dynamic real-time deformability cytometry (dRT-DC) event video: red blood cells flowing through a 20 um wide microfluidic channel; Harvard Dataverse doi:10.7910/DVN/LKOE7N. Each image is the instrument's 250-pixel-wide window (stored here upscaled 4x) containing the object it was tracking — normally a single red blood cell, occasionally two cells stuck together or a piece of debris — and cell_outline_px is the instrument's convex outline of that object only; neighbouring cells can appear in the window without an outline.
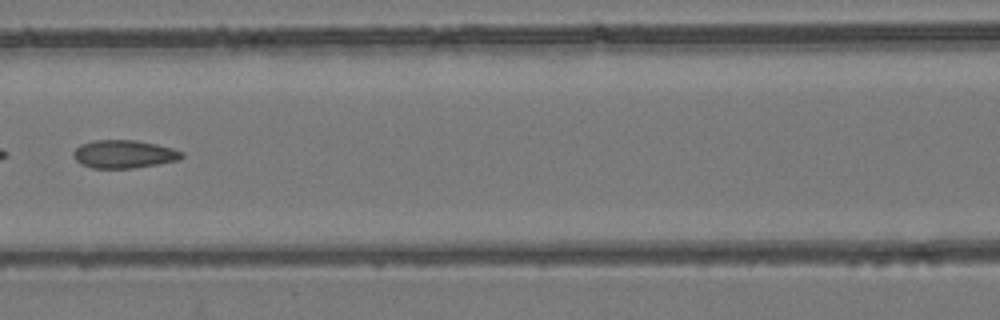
{"species": "common noctule bat (a hibernating species)", "species_latin": "Nyctalus noctula", "temperature_condition": "room temperature", "stored_images_in_passage": 6, "camera_frame_rate_fps": 3000, "um_per_image_px": 0.085, "animal": {"sex": "female", "body_mass_g": 24.6, "forearm_length_mm": 56.2}, "frame": {"image": 1, "passage_image": 6, "time_ms": 5.667, "image_size_px": [1000, 320], "cell_outline_px": [[184, 156], [180, 160], [132, 168], [92, 168], [80, 164], [72, 156], [72, 152], [80, 144], [96, 140], [136, 140], [156, 144], [172, 148], [184, 152]], "centroid_in_image_um": [10.52, 13.1], "position_along_channel_um": 156.1, "area_um2": 17.8}}